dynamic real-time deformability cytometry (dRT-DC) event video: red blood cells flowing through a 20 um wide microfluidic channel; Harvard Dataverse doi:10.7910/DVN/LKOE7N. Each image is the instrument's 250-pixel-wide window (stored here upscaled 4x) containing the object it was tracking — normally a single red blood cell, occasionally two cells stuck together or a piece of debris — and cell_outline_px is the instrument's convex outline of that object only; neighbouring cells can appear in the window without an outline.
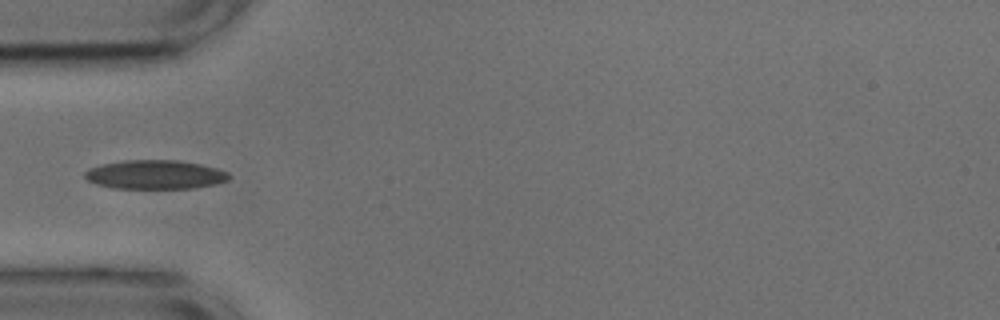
{"species": "common noctule bat (a hibernating species)", "species_latin": "Nyctalus noctula", "temperature_condition": "cold", "stored_images_in_passage": 37, "camera_frame_rate_fps": 3000, "um_per_image_px": 0.085, "animal": {"sex": "male", "body_mass_g": 17.9, "forearm_length_mm": 54.2}, "frame": {"image": 1, "passage_image": 1, "time_ms": 0.0, "image_size_px": [1000, 320], "cell_outline_px": [[232, 176], [228, 180], [216, 184], [192, 188], [112, 188], [96, 184], [88, 180], [84, 176], [84, 172], [88, 168], [104, 164], [124, 160], [176, 160], [200, 164], [216, 168], [228, 172]], "centroid_in_image_um": [13.19, 14.84], "position_along_channel_um": 71.8, "area_um2": 24.33}}
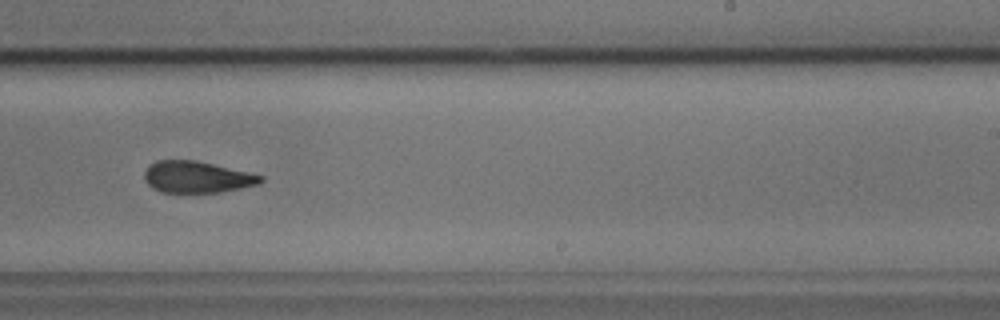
{"frame": {"image": 2, "passage_image": 17, "time_ms": 5.333, "image_size_px": [1000, 320], "cell_outline_px": [[264, 180], [260, 184], [220, 192], [160, 192], [152, 188], [144, 180], [144, 172], [148, 164], [156, 160], [196, 160], [248, 172], [264, 176]], "centroid_in_image_um": [16.71, 15.04], "position_along_channel_um": 272.3, "area_um2": 21.5}}
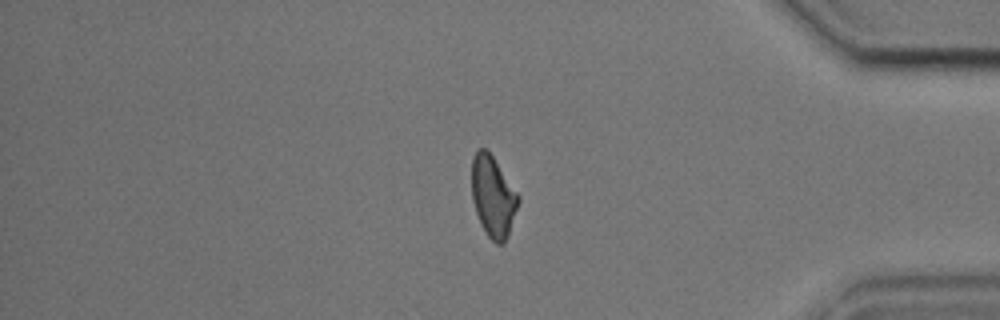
{"frame": {"image": 3, "passage_image": 29, "time_ms": 9.333, "image_size_px": [1000, 320], "cell_outline_px": [[520, 200], [508, 236], [504, 244], [496, 244], [488, 236], [476, 212], [472, 200], [472, 156], [476, 148], [484, 148], [492, 156], [520, 196]], "centroid_in_image_um": [41.91, 16.7], "position_along_channel_um": 393.3, "area_um2": 21.85}}